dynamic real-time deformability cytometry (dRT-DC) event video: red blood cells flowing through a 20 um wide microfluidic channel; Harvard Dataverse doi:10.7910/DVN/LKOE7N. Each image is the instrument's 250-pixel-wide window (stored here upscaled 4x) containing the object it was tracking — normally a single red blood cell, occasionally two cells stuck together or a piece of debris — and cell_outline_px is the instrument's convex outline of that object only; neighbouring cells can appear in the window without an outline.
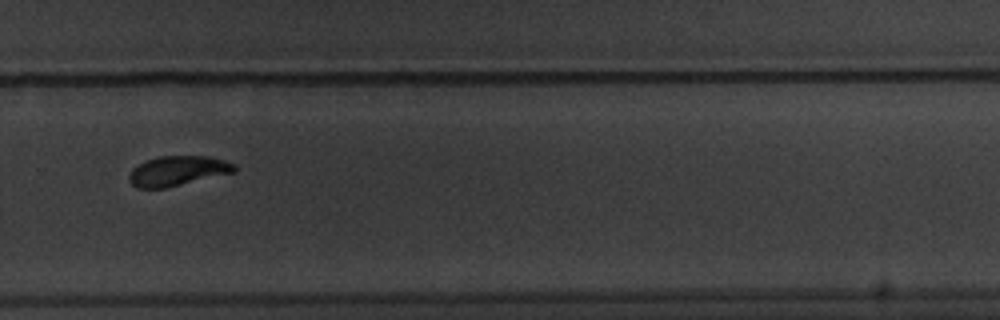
{"species": "common noctule bat (a hibernating species)", "species_latin": "Nyctalus noctula", "temperature_condition": "warm", "stored_images_in_passage": 17, "camera_frame_rate_fps": 3000, "um_per_image_px": 0.085, "animal": {"sex": "male", "body_mass_g": 20.1, "forearm_length_mm": 53.5}, "frame": {"image": 1, "passage_image": 12, "time_ms": 14.333, "image_size_px": [1000, 320], "cell_outline_px": [[236, 172], [164, 188], [136, 188], [128, 180], [128, 176], [132, 168], [156, 156], [208, 156], [224, 160], [236, 164]], "centroid_in_image_um": [15.1, 14.52], "position_along_channel_um": 314.7, "area_um2": 18.32}}
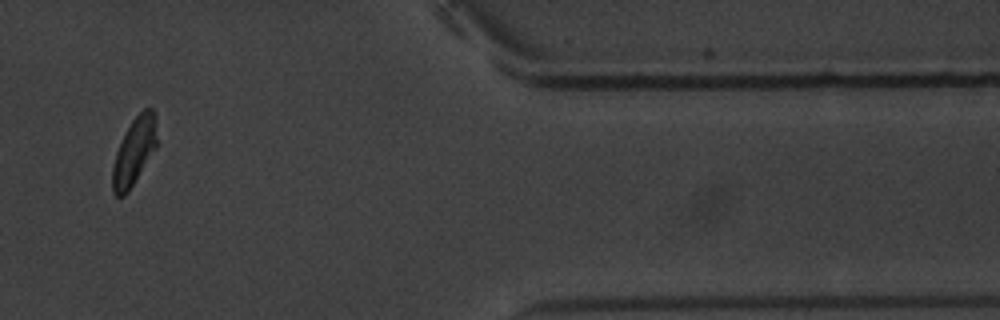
{"frame": {"image": 2, "passage_image": 15, "time_ms": 17.667, "image_size_px": [1000, 320], "cell_outline_px": [[160, 144], [128, 192], [124, 196], [116, 196], [112, 192], [112, 164], [116, 152], [132, 120], [144, 108], [152, 108], [156, 120]], "centroid_in_image_um": [11.45, 12.88], "position_along_channel_um": 399.9, "area_um2": 17.86}, "authors_computed_cell_mechanics": {"area_um2": 17.8602, "velocity_mm_per_s": 3.5196, "shape_relaxation_time_tau1_ms": 7.5486, "shape_relaxation_time_tau2_ms": 2.3712, "deformation_change_tau1": 0.1579, "deformation_change_tau2": 0.0552}}